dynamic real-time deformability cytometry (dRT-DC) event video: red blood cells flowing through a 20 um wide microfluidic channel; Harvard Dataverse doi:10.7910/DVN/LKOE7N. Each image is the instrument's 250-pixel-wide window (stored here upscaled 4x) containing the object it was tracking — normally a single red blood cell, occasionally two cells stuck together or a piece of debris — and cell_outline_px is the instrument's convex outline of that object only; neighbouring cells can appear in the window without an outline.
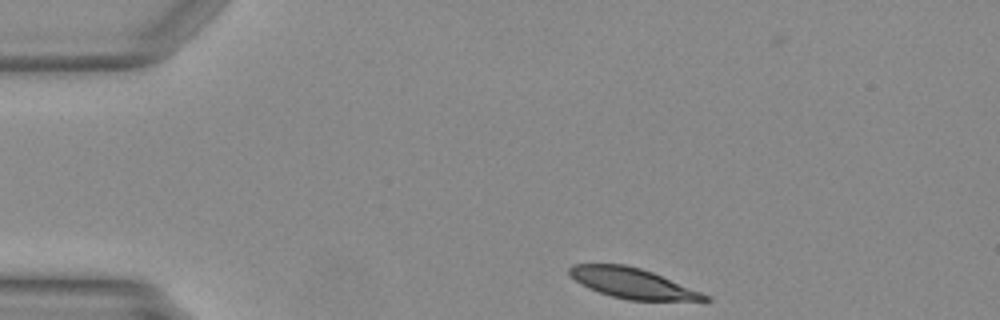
{"species": "Egyptian fruit bat (a non-hibernating species)", "species_latin": "Rousettus aegyptiacus", "temperature_condition": "warm", "stored_images_in_passage": 37, "camera_frame_rate_fps": 3000, "um_per_image_px": 0.085, "animal": {"sex": "female"}, "frame": {"image": 1, "passage_image": 1, "time_ms": 0.0, "image_size_px": [1000, 320], "cell_outline_px": [[712, 300], [628, 300], [612, 296], [588, 288], [580, 284], [568, 272], [568, 268], [572, 264], [624, 264], [640, 268], [652, 272], [712, 296]], "centroid_in_image_um": [53.76, 24.07], "position_along_channel_um": 31.2, "area_um2": 23.64}}
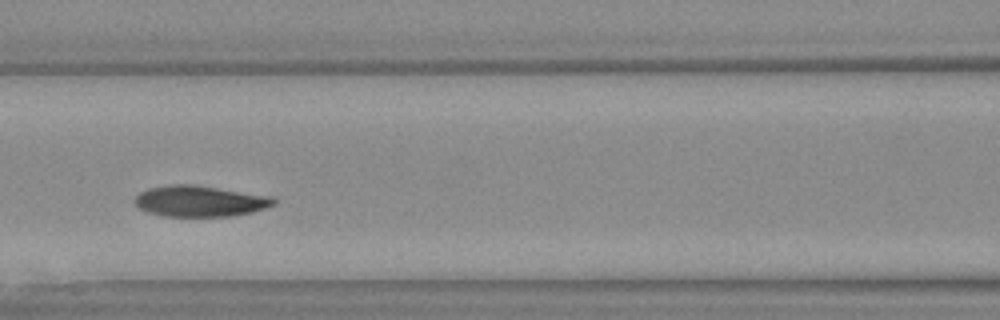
{"frame": {"image": 2, "passage_image": 14, "time_ms": 4.333, "image_size_px": [1000, 320], "cell_outline_px": [[276, 204], [252, 212], [232, 216], [160, 216], [148, 212], [140, 208], [132, 200], [140, 192], [148, 188], [168, 184], [192, 184], [272, 196], [276, 200]], "centroid_in_image_um": [16.97, 17.09], "position_along_channel_um": 149.6, "area_um2": 25.2}}
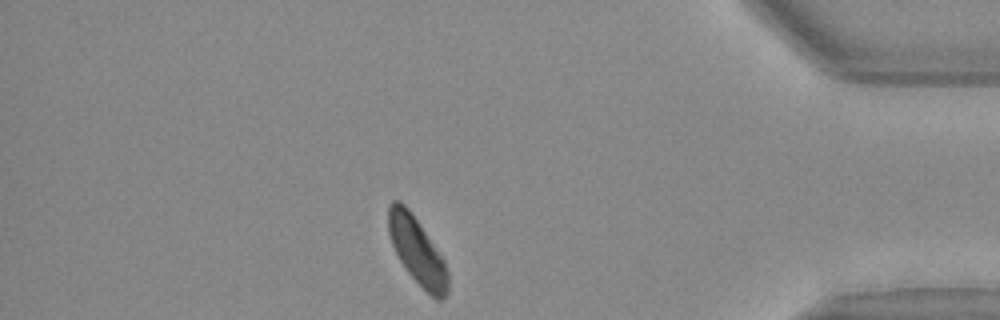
{"frame": {"image": 3, "passage_image": 35, "time_ms": 11.333, "image_size_px": [1000, 320], "cell_outline_px": [[448, 292], [440, 300], [436, 300], [408, 272], [400, 260], [392, 244], [388, 232], [388, 204], [392, 200], [400, 200], [408, 208], [444, 260], [448, 272]], "centroid_in_image_um": [35.44, 21.3], "position_along_channel_um": 399.8, "area_um2": 22.72}}